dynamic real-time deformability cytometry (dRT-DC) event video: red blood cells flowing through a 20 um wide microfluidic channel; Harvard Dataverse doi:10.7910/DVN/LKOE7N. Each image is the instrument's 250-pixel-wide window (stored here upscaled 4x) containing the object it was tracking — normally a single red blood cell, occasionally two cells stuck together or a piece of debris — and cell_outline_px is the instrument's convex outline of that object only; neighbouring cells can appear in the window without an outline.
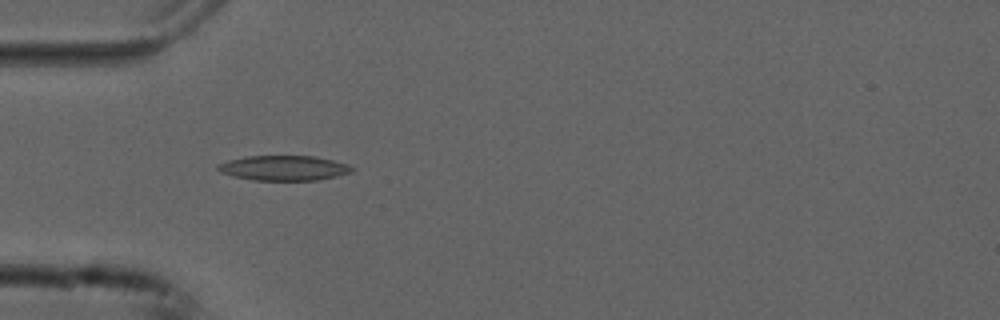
{"species": "common noctule bat (a hibernating species)", "species_latin": "Nyctalus noctula", "temperature_condition": "cold", "stored_images_in_passage": 38, "camera_frame_rate_fps": 3000, "um_per_image_px": 0.085, "animal": {"sex": "male", "forearm_length_mm": 52.5}, "frame": {"image": 1, "passage_image": 1, "time_ms": 0.0, "image_size_px": [1000, 320], "cell_outline_px": [[356, 168], [352, 172], [336, 176], [316, 180], [252, 180], [220, 172], [216, 168], [216, 164], [228, 160], [244, 156], [316, 156], [348, 164]], "centroid_in_image_um": [24.13, 14.27], "position_along_channel_um": 60.9, "area_um2": 19.54}}
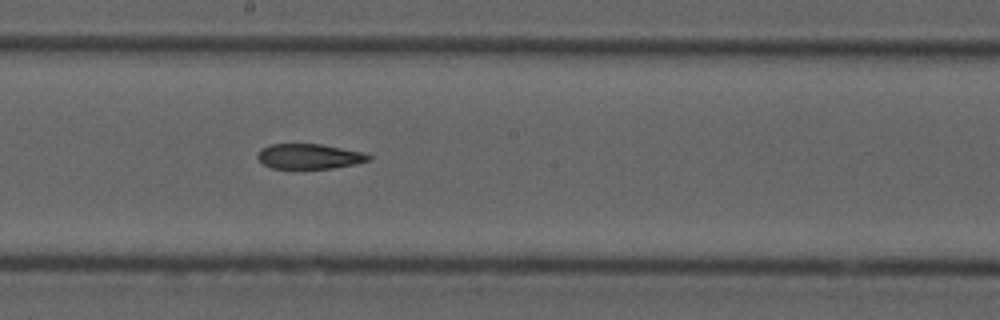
{"frame": {"image": 2, "passage_image": 14, "time_ms": 4.333, "image_size_px": [1000, 320], "cell_outline_px": [[372, 160], [356, 164], [332, 168], [272, 168], [264, 164], [256, 156], [260, 148], [272, 144], [320, 144], [364, 152], [372, 156]], "centroid_in_image_um": [26.32, 13.29], "position_along_channel_um": 221.9, "area_um2": 16.24}}
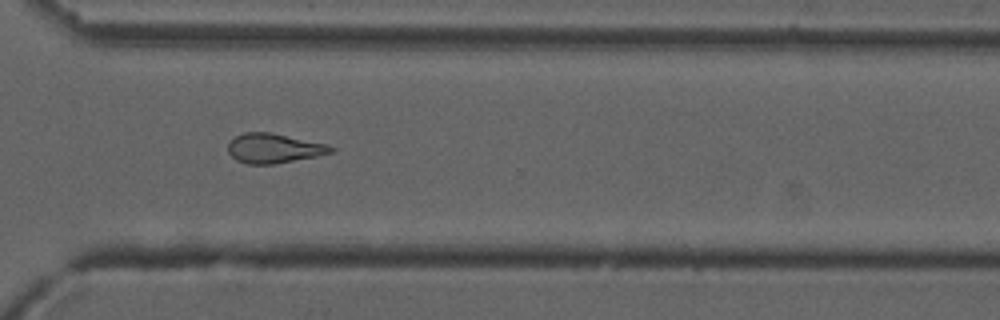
{"frame": {"image": 3, "passage_image": 24, "time_ms": 7.667, "image_size_px": [1000, 320], "cell_outline_px": [[336, 148], [332, 152], [316, 156], [272, 164], [248, 164], [236, 160], [228, 152], [228, 144], [236, 136], [244, 132], [268, 132], [328, 144]], "centroid_in_image_um": [23.27, 12.6], "position_along_channel_um": 347.3, "area_um2": 17.51}, "authors_computed_cell_mechanics": {"area_um2": 17.8602, "velocity_mm_per_s": 3.7705, "shape_relaxation_time_tau1_ms": null, "shape_relaxation_time_tau2_ms": 6.8547, "deformation_change_tau1": null, "deformation_change_tau2": 0.1724}}